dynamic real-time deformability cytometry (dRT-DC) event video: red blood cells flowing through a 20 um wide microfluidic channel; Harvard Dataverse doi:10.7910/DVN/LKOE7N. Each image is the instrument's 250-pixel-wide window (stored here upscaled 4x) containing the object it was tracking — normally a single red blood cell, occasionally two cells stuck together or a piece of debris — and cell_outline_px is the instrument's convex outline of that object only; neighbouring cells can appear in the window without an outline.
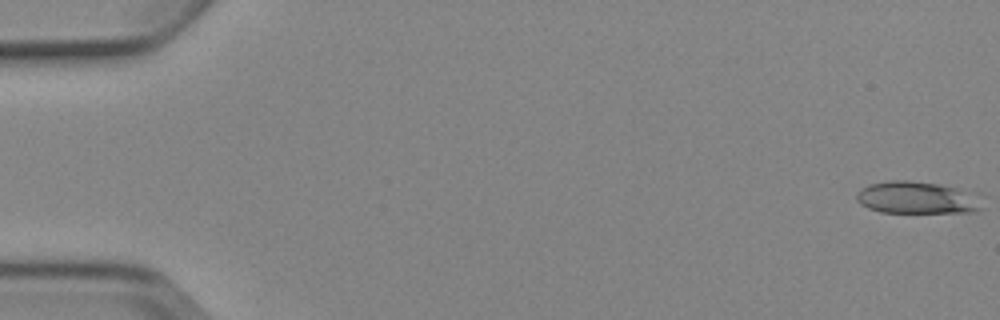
{"species": "Egyptian fruit bat (a non-hibernating species)", "species_latin": "Rousettus aegyptiacus", "temperature_condition": "cold", "stored_images_in_passage": 5, "camera_frame_rate_fps": 3000, "um_per_image_px": 0.085, "animal": {"sex": "female"}, "frame": {"image": 1, "passage_image": 1, "time_ms": 0.0, "image_size_px": [1000, 320], "cell_outline_px": [[984, 208], [976, 212], [880, 212], [868, 208], [860, 204], [856, 200], [856, 196], [860, 188], [868, 184], [892, 180], [908, 180], [940, 184], [960, 188]], "centroid_in_image_um": [77.81, 16.8], "position_along_channel_um": 7.2, "area_um2": 23.18}}
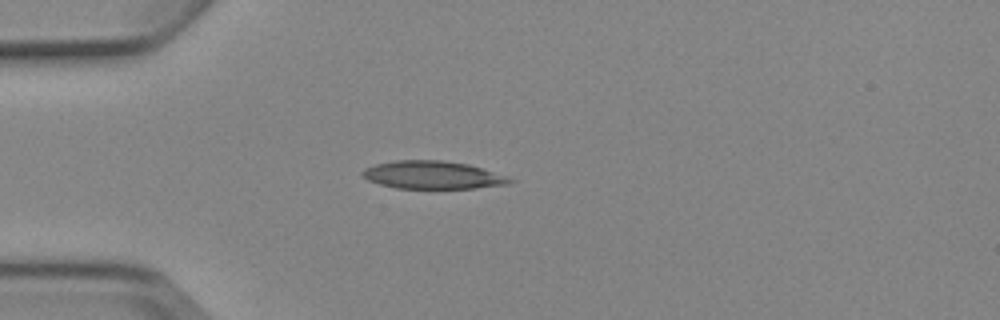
{"frame": {"image": 2, "passage_image": 5, "time_ms": 4.667, "image_size_px": [1000, 320], "cell_outline_px": [[516, 180], [508, 184], [476, 188], [396, 188], [380, 184], [368, 180], [360, 172], [364, 168], [376, 164], [396, 160], [444, 160], [468, 164]], "centroid_in_image_um": [36.74, 14.87], "position_along_channel_um": 48.3, "area_um2": 23.7}}